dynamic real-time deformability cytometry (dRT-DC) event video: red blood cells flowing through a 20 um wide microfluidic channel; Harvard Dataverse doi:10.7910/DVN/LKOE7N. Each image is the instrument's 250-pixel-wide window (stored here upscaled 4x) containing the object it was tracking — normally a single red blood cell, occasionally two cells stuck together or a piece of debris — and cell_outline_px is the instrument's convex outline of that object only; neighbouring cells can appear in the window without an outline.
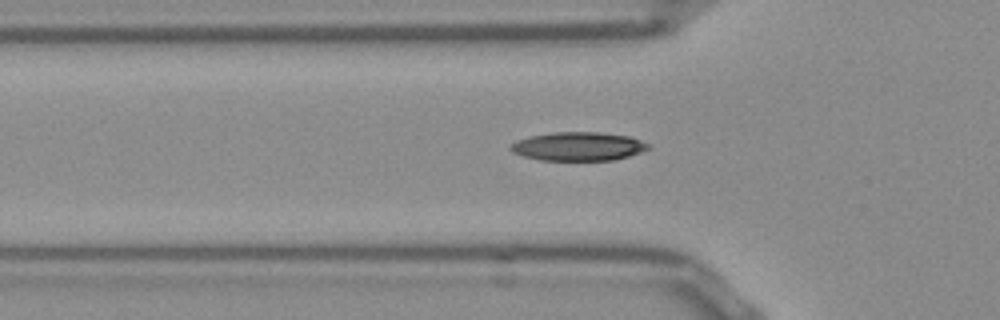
{"species": "Egyptian fruit bat (a non-hibernating species)", "species_latin": "Rousettus aegyptiacus", "temperature_condition": "room temperature", "stored_images_in_passage": 38, "camera_frame_rate_fps": 3000, "um_per_image_px": 0.085, "frame": {"image": 1, "passage_image": 9, "time_ms": 2.667, "image_size_px": [1000, 320], "cell_outline_px": [[648, 148], [640, 152], [616, 160], [540, 160], [524, 156], [512, 152], [508, 148], [516, 140], [528, 136], [552, 132], [596, 132], [628, 136], [640, 140], [648, 144]], "centroid_in_image_um": [49.1, 12.44], "position_along_channel_um": 76.7, "area_um2": 22.89}}
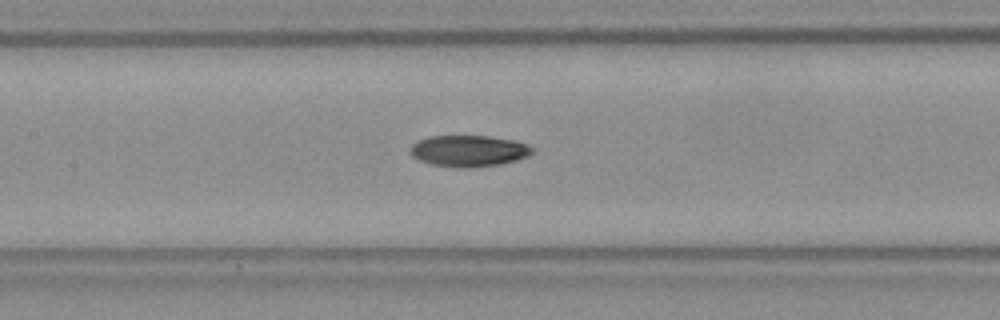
{"frame": {"image": 2, "passage_image": 16, "time_ms": 5.0, "image_size_px": [1000, 320], "cell_outline_px": [[536, 148], [528, 156], [516, 160], [500, 164], [468, 168], [432, 164], [420, 160], [412, 156], [412, 144], [428, 136], [488, 136], [516, 140]], "centroid_in_image_um": [39.9, 12.81], "position_along_channel_um": 167.5, "area_um2": 22.08}}
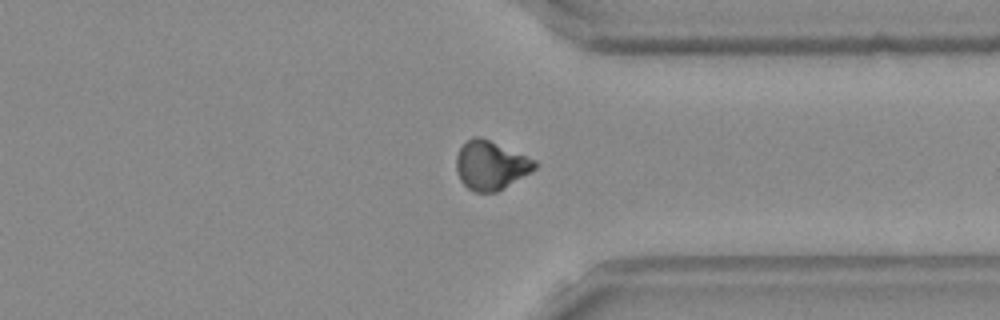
{"frame": {"image": 3, "passage_image": 32, "time_ms": 10.333, "image_size_px": [1000, 320], "cell_outline_px": [[540, 164], [532, 172], [496, 192], [472, 192], [460, 180], [456, 172], [456, 156], [460, 148], [472, 136], [480, 136], [536, 160]], "centroid_in_image_um": [41.72, 14.06], "position_along_channel_um": 369.7, "area_um2": 22.43}}